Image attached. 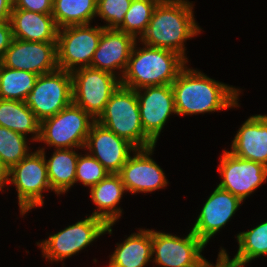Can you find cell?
I'll use <instances>...</instances> for the list:
<instances>
[{
  "label": "cell",
  "instance_id": "20",
  "mask_svg": "<svg viewBox=\"0 0 267 267\" xmlns=\"http://www.w3.org/2000/svg\"><path fill=\"white\" fill-rule=\"evenodd\" d=\"M10 22L13 38L24 41L57 42L58 27L52 14L13 9Z\"/></svg>",
  "mask_w": 267,
  "mask_h": 267
},
{
  "label": "cell",
  "instance_id": "36",
  "mask_svg": "<svg viewBox=\"0 0 267 267\" xmlns=\"http://www.w3.org/2000/svg\"><path fill=\"white\" fill-rule=\"evenodd\" d=\"M212 267L214 266L212 265ZM215 267H227L224 258L220 254H218L217 264L215 265Z\"/></svg>",
  "mask_w": 267,
  "mask_h": 267
},
{
  "label": "cell",
  "instance_id": "35",
  "mask_svg": "<svg viewBox=\"0 0 267 267\" xmlns=\"http://www.w3.org/2000/svg\"><path fill=\"white\" fill-rule=\"evenodd\" d=\"M8 174H9V169L2 162H0V191L3 189V186L5 184H9Z\"/></svg>",
  "mask_w": 267,
  "mask_h": 267
},
{
  "label": "cell",
  "instance_id": "14",
  "mask_svg": "<svg viewBox=\"0 0 267 267\" xmlns=\"http://www.w3.org/2000/svg\"><path fill=\"white\" fill-rule=\"evenodd\" d=\"M144 89V94L141 90ZM136 90L144 132L156 143L164 124L176 113L171 85L146 86Z\"/></svg>",
  "mask_w": 267,
  "mask_h": 267
},
{
  "label": "cell",
  "instance_id": "17",
  "mask_svg": "<svg viewBox=\"0 0 267 267\" xmlns=\"http://www.w3.org/2000/svg\"><path fill=\"white\" fill-rule=\"evenodd\" d=\"M242 201L229 191L216 187L192 227V232L206 245L235 214Z\"/></svg>",
  "mask_w": 267,
  "mask_h": 267
},
{
  "label": "cell",
  "instance_id": "24",
  "mask_svg": "<svg viewBox=\"0 0 267 267\" xmlns=\"http://www.w3.org/2000/svg\"><path fill=\"white\" fill-rule=\"evenodd\" d=\"M0 126L26 136L33 133L38 141L40 122L23 101L0 98Z\"/></svg>",
  "mask_w": 267,
  "mask_h": 267
},
{
  "label": "cell",
  "instance_id": "27",
  "mask_svg": "<svg viewBox=\"0 0 267 267\" xmlns=\"http://www.w3.org/2000/svg\"><path fill=\"white\" fill-rule=\"evenodd\" d=\"M39 75L25 70L0 66V98L25 101Z\"/></svg>",
  "mask_w": 267,
  "mask_h": 267
},
{
  "label": "cell",
  "instance_id": "10",
  "mask_svg": "<svg viewBox=\"0 0 267 267\" xmlns=\"http://www.w3.org/2000/svg\"><path fill=\"white\" fill-rule=\"evenodd\" d=\"M111 226L113 225H107L102 219L91 215L49 236L37 245L42 249L43 257L46 259L52 262L62 261L87 247L102 234H111Z\"/></svg>",
  "mask_w": 267,
  "mask_h": 267
},
{
  "label": "cell",
  "instance_id": "21",
  "mask_svg": "<svg viewBox=\"0 0 267 267\" xmlns=\"http://www.w3.org/2000/svg\"><path fill=\"white\" fill-rule=\"evenodd\" d=\"M90 195L98 210L93 212L94 217L102 219L107 225H114L121 216L122 210L117 204L126 191L118 174H109L105 179L90 187Z\"/></svg>",
  "mask_w": 267,
  "mask_h": 267
},
{
  "label": "cell",
  "instance_id": "3",
  "mask_svg": "<svg viewBox=\"0 0 267 267\" xmlns=\"http://www.w3.org/2000/svg\"><path fill=\"white\" fill-rule=\"evenodd\" d=\"M132 49L127 67L120 84L137 90L146 86L171 85L180 71L186 66L187 60L179 53L158 47L145 45Z\"/></svg>",
  "mask_w": 267,
  "mask_h": 267
},
{
  "label": "cell",
  "instance_id": "23",
  "mask_svg": "<svg viewBox=\"0 0 267 267\" xmlns=\"http://www.w3.org/2000/svg\"><path fill=\"white\" fill-rule=\"evenodd\" d=\"M72 149H55L49 160L45 158L51 190H54L57 195L68 191L75 183L79 155Z\"/></svg>",
  "mask_w": 267,
  "mask_h": 267
},
{
  "label": "cell",
  "instance_id": "29",
  "mask_svg": "<svg viewBox=\"0 0 267 267\" xmlns=\"http://www.w3.org/2000/svg\"><path fill=\"white\" fill-rule=\"evenodd\" d=\"M26 143L24 135L0 126V162L8 169L18 164L30 154Z\"/></svg>",
  "mask_w": 267,
  "mask_h": 267
},
{
  "label": "cell",
  "instance_id": "15",
  "mask_svg": "<svg viewBox=\"0 0 267 267\" xmlns=\"http://www.w3.org/2000/svg\"><path fill=\"white\" fill-rule=\"evenodd\" d=\"M84 148L96 158L110 174H118L136 147L126 139L94 121Z\"/></svg>",
  "mask_w": 267,
  "mask_h": 267
},
{
  "label": "cell",
  "instance_id": "13",
  "mask_svg": "<svg viewBox=\"0 0 267 267\" xmlns=\"http://www.w3.org/2000/svg\"><path fill=\"white\" fill-rule=\"evenodd\" d=\"M218 167L223 180L218 187L229 191L242 202L267 178V167L258 162L241 159L225 150Z\"/></svg>",
  "mask_w": 267,
  "mask_h": 267
},
{
  "label": "cell",
  "instance_id": "19",
  "mask_svg": "<svg viewBox=\"0 0 267 267\" xmlns=\"http://www.w3.org/2000/svg\"><path fill=\"white\" fill-rule=\"evenodd\" d=\"M231 154L267 167V115L249 117L232 141Z\"/></svg>",
  "mask_w": 267,
  "mask_h": 267
},
{
  "label": "cell",
  "instance_id": "32",
  "mask_svg": "<svg viewBox=\"0 0 267 267\" xmlns=\"http://www.w3.org/2000/svg\"><path fill=\"white\" fill-rule=\"evenodd\" d=\"M13 9L52 14L53 0H13Z\"/></svg>",
  "mask_w": 267,
  "mask_h": 267
},
{
  "label": "cell",
  "instance_id": "25",
  "mask_svg": "<svg viewBox=\"0 0 267 267\" xmlns=\"http://www.w3.org/2000/svg\"><path fill=\"white\" fill-rule=\"evenodd\" d=\"M237 240L239 249L232 260H229L225 249H221L219 252L227 267H244L252 259L267 255V221L252 230L240 232L237 235Z\"/></svg>",
  "mask_w": 267,
  "mask_h": 267
},
{
  "label": "cell",
  "instance_id": "22",
  "mask_svg": "<svg viewBox=\"0 0 267 267\" xmlns=\"http://www.w3.org/2000/svg\"><path fill=\"white\" fill-rule=\"evenodd\" d=\"M152 257V230L140 229L117 244L109 267H144Z\"/></svg>",
  "mask_w": 267,
  "mask_h": 267
},
{
  "label": "cell",
  "instance_id": "18",
  "mask_svg": "<svg viewBox=\"0 0 267 267\" xmlns=\"http://www.w3.org/2000/svg\"><path fill=\"white\" fill-rule=\"evenodd\" d=\"M136 41V38L130 34L105 28L90 67L113 75H115V69H122L120 72L123 75Z\"/></svg>",
  "mask_w": 267,
  "mask_h": 267
},
{
  "label": "cell",
  "instance_id": "4",
  "mask_svg": "<svg viewBox=\"0 0 267 267\" xmlns=\"http://www.w3.org/2000/svg\"><path fill=\"white\" fill-rule=\"evenodd\" d=\"M96 121L133 144L137 149L156 143L144 132L136 90L119 85Z\"/></svg>",
  "mask_w": 267,
  "mask_h": 267
},
{
  "label": "cell",
  "instance_id": "11",
  "mask_svg": "<svg viewBox=\"0 0 267 267\" xmlns=\"http://www.w3.org/2000/svg\"><path fill=\"white\" fill-rule=\"evenodd\" d=\"M205 245L192 230L184 238L152 230V256L163 267H212L201 255Z\"/></svg>",
  "mask_w": 267,
  "mask_h": 267
},
{
  "label": "cell",
  "instance_id": "8",
  "mask_svg": "<svg viewBox=\"0 0 267 267\" xmlns=\"http://www.w3.org/2000/svg\"><path fill=\"white\" fill-rule=\"evenodd\" d=\"M73 103L95 120L104 111L112 93L119 87L117 76L92 67L77 68L71 72Z\"/></svg>",
  "mask_w": 267,
  "mask_h": 267
},
{
  "label": "cell",
  "instance_id": "31",
  "mask_svg": "<svg viewBox=\"0 0 267 267\" xmlns=\"http://www.w3.org/2000/svg\"><path fill=\"white\" fill-rule=\"evenodd\" d=\"M132 0H97V16L108 22L106 29H117L124 21Z\"/></svg>",
  "mask_w": 267,
  "mask_h": 267
},
{
  "label": "cell",
  "instance_id": "9",
  "mask_svg": "<svg viewBox=\"0 0 267 267\" xmlns=\"http://www.w3.org/2000/svg\"><path fill=\"white\" fill-rule=\"evenodd\" d=\"M104 29L103 26L90 27L89 24L58 29V68L73 72L75 68L90 67Z\"/></svg>",
  "mask_w": 267,
  "mask_h": 267
},
{
  "label": "cell",
  "instance_id": "26",
  "mask_svg": "<svg viewBox=\"0 0 267 267\" xmlns=\"http://www.w3.org/2000/svg\"><path fill=\"white\" fill-rule=\"evenodd\" d=\"M97 14V0H53L52 16L58 29L90 24Z\"/></svg>",
  "mask_w": 267,
  "mask_h": 267
},
{
  "label": "cell",
  "instance_id": "16",
  "mask_svg": "<svg viewBox=\"0 0 267 267\" xmlns=\"http://www.w3.org/2000/svg\"><path fill=\"white\" fill-rule=\"evenodd\" d=\"M155 146L136 149L135 156L129 157L122 166L120 176L126 191L133 193L152 192L167 186L163 170L149 157Z\"/></svg>",
  "mask_w": 267,
  "mask_h": 267
},
{
  "label": "cell",
  "instance_id": "5",
  "mask_svg": "<svg viewBox=\"0 0 267 267\" xmlns=\"http://www.w3.org/2000/svg\"><path fill=\"white\" fill-rule=\"evenodd\" d=\"M94 121L89 113L72 102L53 117L40 122L38 141L56 149L84 148Z\"/></svg>",
  "mask_w": 267,
  "mask_h": 267
},
{
  "label": "cell",
  "instance_id": "33",
  "mask_svg": "<svg viewBox=\"0 0 267 267\" xmlns=\"http://www.w3.org/2000/svg\"><path fill=\"white\" fill-rule=\"evenodd\" d=\"M13 40L12 25L10 21L0 22V59Z\"/></svg>",
  "mask_w": 267,
  "mask_h": 267
},
{
  "label": "cell",
  "instance_id": "6",
  "mask_svg": "<svg viewBox=\"0 0 267 267\" xmlns=\"http://www.w3.org/2000/svg\"><path fill=\"white\" fill-rule=\"evenodd\" d=\"M44 148L30 153L9 169L8 183L16 186L21 215L43 205L42 192L50 190ZM11 176V177H10Z\"/></svg>",
  "mask_w": 267,
  "mask_h": 267
},
{
  "label": "cell",
  "instance_id": "28",
  "mask_svg": "<svg viewBox=\"0 0 267 267\" xmlns=\"http://www.w3.org/2000/svg\"><path fill=\"white\" fill-rule=\"evenodd\" d=\"M160 0H132L130 8L125 14L123 23L117 30L137 38L147 30L153 10Z\"/></svg>",
  "mask_w": 267,
  "mask_h": 267
},
{
  "label": "cell",
  "instance_id": "2",
  "mask_svg": "<svg viewBox=\"0 0 267 267\" xmlns=\"http://www.w3.org/2000/svg\"><path fill=\"white\" fill-rule=\"evenodd\" d=\"M192 9V3L186 0H160L140 41L175 51L187 60L184 42L201 32Z\"/></svg>",
  "mask_w": 267,
  "mask_h": 267
},
{
  "label": "cell",
  "instance_id": "30",
  "mask_svg": "<svg viewBox=\"0 0 267 267\" xmlns=\"http://www.w3.org/2000/svg\"><path fill=\"white\" fill-rule=\"evenodd\" d=\"M85 155L78 156L75 183L80 181L83 185L92 187L105 179L110 173L96 158L90 154Z\"/></svg>",
  "mask_w": 267,
  "mask_h": 267
},
{
  "label": "cell",
  "instance_id": "1",
  "mask_svg": "<svg viewBox=\"0 0 267 267\" xmlns=\"http://www.w3.org/2000/svg\"><path fill=\"white\" fill-rule=\"evenodd\" d=\"M171 86L177 115H196L239 106V89L187 67L180 71Z\"/></svg>",
  "mask_w": 267,
  "mask_h": 267
},
{
  "label": "cell",
  "instance_id": "34",
  "mask_svg": "<svg viewBox=\"0 0 267 267\" xmlns=\"http://www.w3.org/2000/svg\"><path fill=\"white\" fill-rule=\"evenodd\" d=\"M13 0H0V22L10 21Z\"/></svg>",
  "mask_w": 267,
  "mask_h": 267
},
{
  "label": "cell",
  "instance_id": "7",
  "mask_svg": "<svg viewBox=\"0 0 267 267\" xmlns=\"http://www.w3.org/2000/svg\"><path fill=\"white\" fill-rule=\"evenodd\" d=\"M24 102L39 122L53 117L73 102L71 72L58 68L39 75Z\"/></svg>",
  "mask_w": 267,
  "mask_h": 267
},
{
  "label": "cell",
  "instance_id": "12",
  "mask_svg": "<svg viewBox=\"0 0 267 267\" xmlns=\"http://www.w3.org/2000/svg\"><path fill=\"white\" fill-rule=\"evenodd\" d=\"M1 64L10 69L25 70L36 75L58 69L57 42L24 41L13 38Z\"/></svg>",
  "mask_w": 267,
  "mask_h": 267
}]
</instances>
